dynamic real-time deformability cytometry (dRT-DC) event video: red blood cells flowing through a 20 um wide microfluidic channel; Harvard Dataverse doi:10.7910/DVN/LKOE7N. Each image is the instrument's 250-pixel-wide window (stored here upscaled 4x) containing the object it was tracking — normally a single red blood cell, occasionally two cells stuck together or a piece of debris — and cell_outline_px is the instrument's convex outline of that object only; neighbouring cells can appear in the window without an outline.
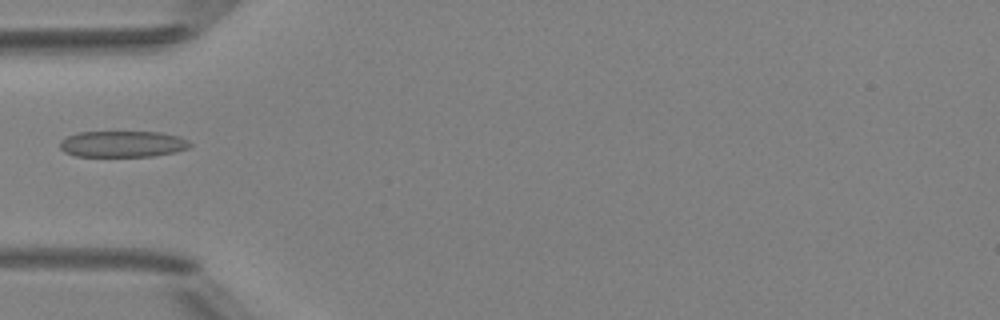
{"species": "Egyptian fruit bat (a non-hibernating species)", "species_latin": "Rousettus aegyptiacus", "temperature_condition": "room temperature", "stored_images_in_passage": 5, "camera_frame_rate_fps": 3000, "um_per_image_px": 0.085, "animal": {"sex": "female"}, "frame": {"image": 1, "passage_image": 5, "time_ms": 4.667, "image_size_px": [1000, 320], "cell_outline_px": [[192, 144], [188, 148], [176, 152], [152, 156], [76, 156], [64, 152], [60, 148], [60, 140], [68, 136], [80, 132], [160, 132], [180, 136], [188, 140]], "centroid_in_image_um": [10.44, 12.24], "position_along_channel_um": 74.6, "area_um2": 19.94}}